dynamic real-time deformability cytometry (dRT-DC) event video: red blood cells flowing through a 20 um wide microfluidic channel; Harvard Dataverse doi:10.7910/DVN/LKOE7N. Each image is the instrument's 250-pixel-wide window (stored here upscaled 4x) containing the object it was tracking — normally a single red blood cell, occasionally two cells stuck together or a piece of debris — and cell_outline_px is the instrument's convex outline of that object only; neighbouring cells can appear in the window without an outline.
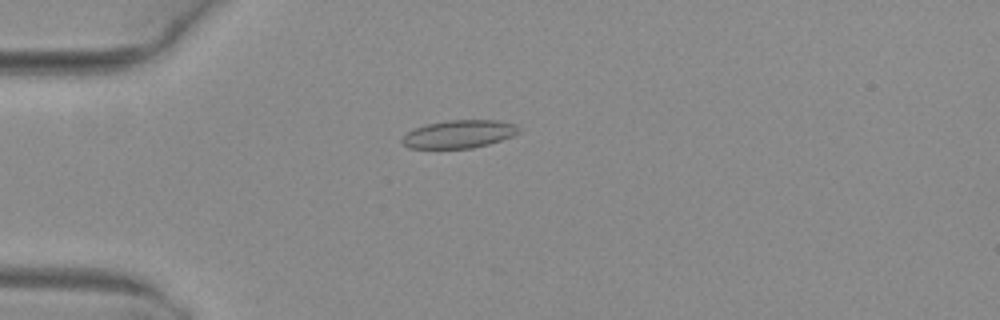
{"species": "common noctule bat (a hibernating species)", "species_latin": "Nyctalus noctula", "temperature_condition": "warm", "stored_images_in_passage": 4, "camera_frame_rate_fps": 3000, "um_per_image_px": 0.085, "animal": {"sex": "female", "body_mass_g": 29.2, "forearm_length_mm": 56.3}, "frame": {"image": 1, "passage_image": 3, "time_ms": 0.667, "image_size_px": [1000, 320], "cell_outline_px": [[520, 132], [512, 136], [488, 144], [472, 148], [408, 148], [400, 140], [408, 132], [416, 128], [428, 124], [448, 120], [496, 120], [516, 124], [520, 128]], "centroid_in_image_um": [39.04, 11.39], "position_along_channel_um": 46.0, "area_um2": 18.84}}